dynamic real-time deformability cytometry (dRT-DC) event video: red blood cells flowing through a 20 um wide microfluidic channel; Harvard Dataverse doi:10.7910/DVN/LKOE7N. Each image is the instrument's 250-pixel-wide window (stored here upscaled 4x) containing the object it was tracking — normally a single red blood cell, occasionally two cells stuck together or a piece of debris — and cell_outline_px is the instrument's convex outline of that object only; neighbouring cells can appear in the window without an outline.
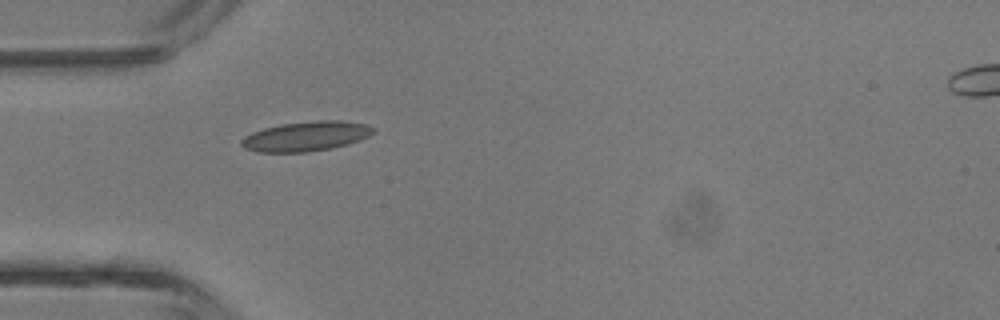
{"species": "common noctule bat (a hibernating species)", "species_latin": "Nyctalus noctula", "temperature_condition": "room temperature", "stored_images_in_passage": 2, "camera_frame_rate_fps": 3000, "um_per_image_px": 0.085, "animal": {"sex": "male", "body_mass_g": 13.3}, "frame": {"image": 1, "passage_image": 1, "time_ms": 0.0, "image_size_px": [1000, 320], "cell_outline_px": [[376, 132], [360, 140], [348, 144], [332, 148], [308, 152], [256, 152], [244, 148], [240, 144], [240, 140], [244, 136], [252, 132], [264, 128], [280, 124], [316, 120], [340, 120], [368, 124], [376, 128]], "centroid_in_image_um": [26.03, 11.58], "position_along_channel_um": 59.0, "area_um2": 23.18}}